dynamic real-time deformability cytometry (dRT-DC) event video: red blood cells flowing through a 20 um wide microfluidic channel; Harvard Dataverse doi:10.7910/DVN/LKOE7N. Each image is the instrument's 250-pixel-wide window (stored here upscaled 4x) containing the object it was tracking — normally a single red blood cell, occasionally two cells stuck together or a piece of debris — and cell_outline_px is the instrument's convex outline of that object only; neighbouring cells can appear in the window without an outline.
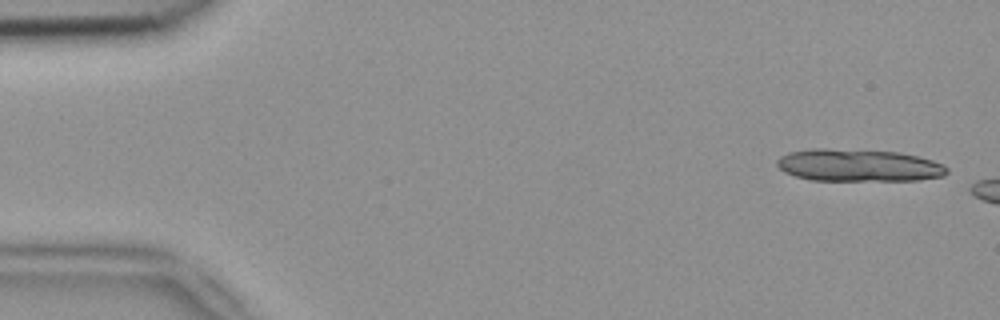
{"species": "common noctule bat (a hibernating species)", "species_latin": "Nyctalus noctula", "temperature_condition": "room temperature", "stored_images_in_passage": 5, "segment_of_instrument_passage": [2, 2], "camera_frame_rate_fps": 3000, "um_per_image_px": 0.085, "animal": {"sex": "female", "body_mass_g": 18.4}, "frame": {"image": 1, "passage_image": 5, "time_ms": 1.333, "image_size_px": [1000, 320], "cell_outline_px": [[948, 172], [944, 176], [920, 180], [812, 180], [796, 176], [784, 172], [776, 164], [776, 160], [780, 156], [788, 152], [812, 148], [824, 148], [900, 152], [932, 160], [944, 164], [948, 168]], "centroid_in_image_um": [72.97, 14.05], "position_along_channel_um": 12.0, "area_um2": 32.14}}